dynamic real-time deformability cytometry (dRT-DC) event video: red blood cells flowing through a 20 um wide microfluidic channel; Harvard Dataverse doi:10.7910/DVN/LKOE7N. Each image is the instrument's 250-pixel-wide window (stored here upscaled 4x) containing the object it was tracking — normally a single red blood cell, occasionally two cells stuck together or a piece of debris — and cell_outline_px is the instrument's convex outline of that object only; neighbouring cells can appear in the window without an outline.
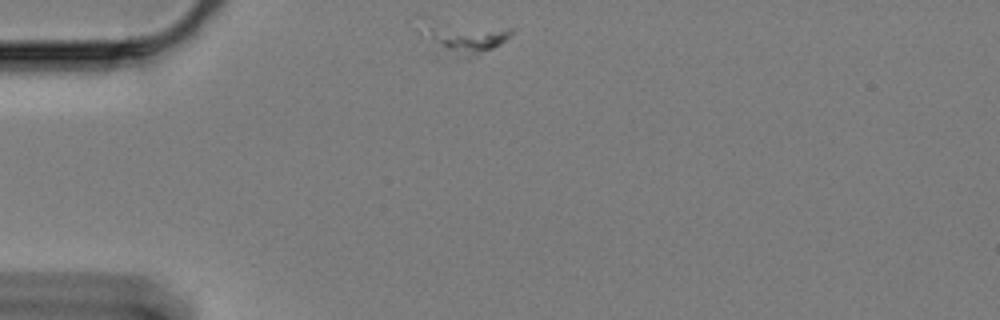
{"species": "Egyptian fruit bat (a non-hibernating species)", "species_latin": "Rousettus aegyptiacus", "temperature_condition": "cold", "stored_images_in_passage": 51, "camera_frame_rate_fps": 3000, "um_per_image_px": 0.085, "animal": {"sex": "female"}, "frame": {"image": 1, "passage_image": 1, "time_ms": 0.0, "image_size_px": [1000, 320], "cell_outline_px": [[512, 32], [500, 44], [468, 60], [428, 60], [416, 32], [416, 16], [420, 16], [512, 28]], "centroid_in_image_um": [38.87, 3.25], "position_along_channel_um": 46.1, "area_um2": 21.56}}
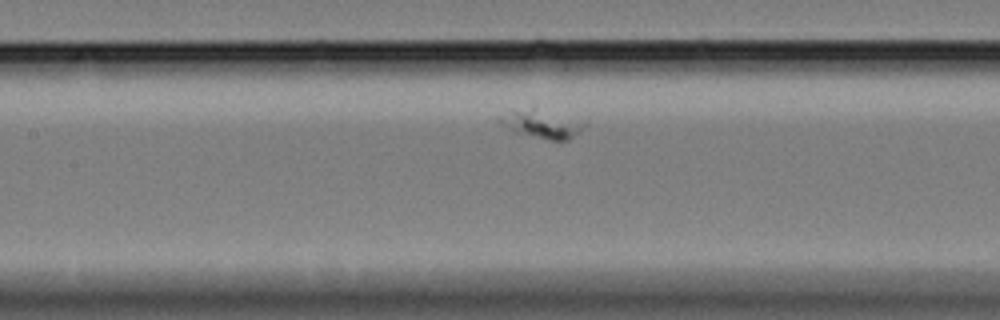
{"frame": {"image": 2, "passage_image": 15, "time_ms": 4.667, "image_size_px": [1000, 320], "cell_outline_px": [[588, 124], [584, 128], [568, 140], [548, 140], [516, 132], [496, 120], [512, 112], [532, 108]], "centroid_in_image_um": [46.08, 10.59], "position_along_channel_um": 161.3, "area_um2": 12.77}}
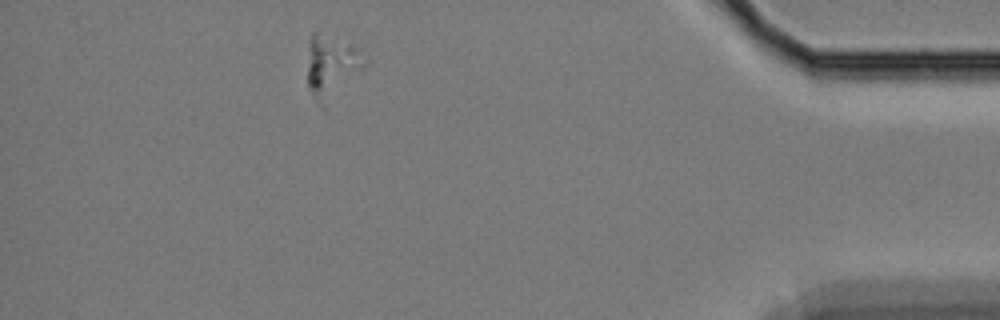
{"frame": {"image": 3, "passage_image": 44, "time_ms": 14.333, "image_size_px": [1000, 320], "cell_outline_px": [[352, 52], [324, 108], [316, 100], [308, 88], [308, 48], [312, 32], [316, 32], [352, 48]], "centroid_in_image_um": [27.66, 5.57], "position_along_channel_um": 407.5, "area_um2": 15.14}}